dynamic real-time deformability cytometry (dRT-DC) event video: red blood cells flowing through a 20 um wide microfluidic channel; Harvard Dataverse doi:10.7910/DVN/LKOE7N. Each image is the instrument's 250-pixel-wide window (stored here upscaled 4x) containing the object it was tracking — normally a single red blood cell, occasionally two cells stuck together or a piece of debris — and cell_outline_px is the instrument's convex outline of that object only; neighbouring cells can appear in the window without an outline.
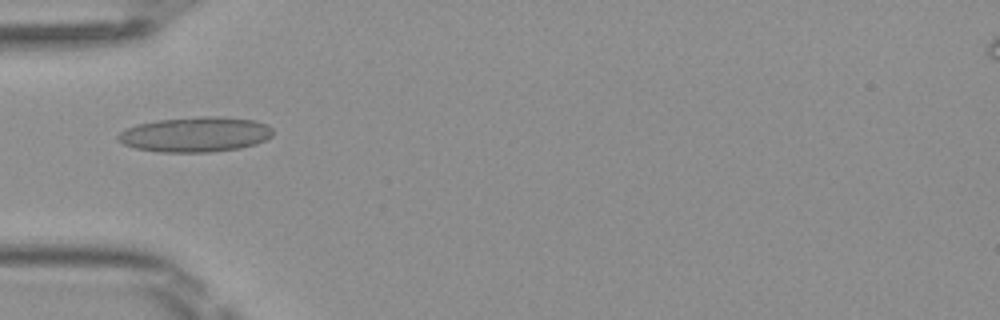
{"species": "Egyptian fruit bat (a non-hibernating species)", "species_latin": "Rousettus aegyptiacus", "temperature_condition": "room temperature", "stored_images_in_passage": 49, "camera_frame_rate_fps": 3000, "um_per_image_px": 0.085, "frame": {"image": 1, "passage_image": 16, "time_ms": 5.0, "image_size_px": [1000, 320], "cell_outline_px": [[272, 136], [256, 144], [240, 148], [208, 152], [160, 152], [136, 148], [124, 144], [116, 140], [116, 136], [124, 128], [136, 124], [156, 120], [200, 116], [216, 116], [252, 120], [268, 124], [272, 128]], "centroid_in_image_um": [16.57, 11.42], "position_along_channel_um": 68.4, "area_um2": 31.79}}
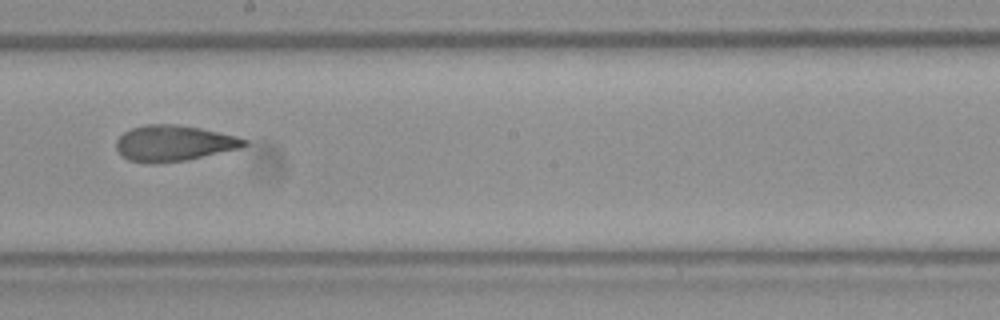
{"frame": {"image": 2, "passage_image": 28, "time_ms": 9.0, "image_size_px": [1000, 320], "cell_outline_px": [[248, 144], [240, 148], [188, 160], [152, 164], [148, 164], [128, 160], [116, 148], [116, 140], [124, 132], [132, 128], [144, 124], [172, 124], [200, 128], [236, 136], [248, 140]], "centroid_in_image_um": [14.76, 12.18], "position_along_channel_um": 233.4, "area_um2": 26.76}}
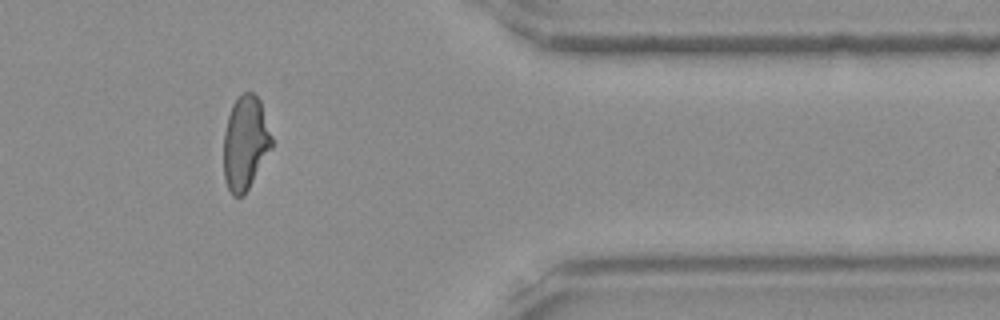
{"frame": {"image": 3, "passage_image": 41, "time_ms": 13.333, "image_size_px": [1000, 320], "cell_outline_px": [[272, 148], [244, 196], [232, 196], [224, 180], [224, 132], [228, 116], [232, 104], [244, 92], [252, 92], [260, 100], [272, 136]], "centroid_in_image_um": [20.85, 12.17], "position_along_channel_um": 390.5, "area_um2": 26.3}, "authors_computed_cell_mechanics": {"area_um2": 27.166, "velocity_mm_per_s": 4.1024, "shape_relaxation_time_tau1_ms": 10.1386, "shape_relaxation_time_tau2_ms": 1.3375, "deformation_change_tau1": 0.2537, "deformation_change_tau2": 0.0671}}